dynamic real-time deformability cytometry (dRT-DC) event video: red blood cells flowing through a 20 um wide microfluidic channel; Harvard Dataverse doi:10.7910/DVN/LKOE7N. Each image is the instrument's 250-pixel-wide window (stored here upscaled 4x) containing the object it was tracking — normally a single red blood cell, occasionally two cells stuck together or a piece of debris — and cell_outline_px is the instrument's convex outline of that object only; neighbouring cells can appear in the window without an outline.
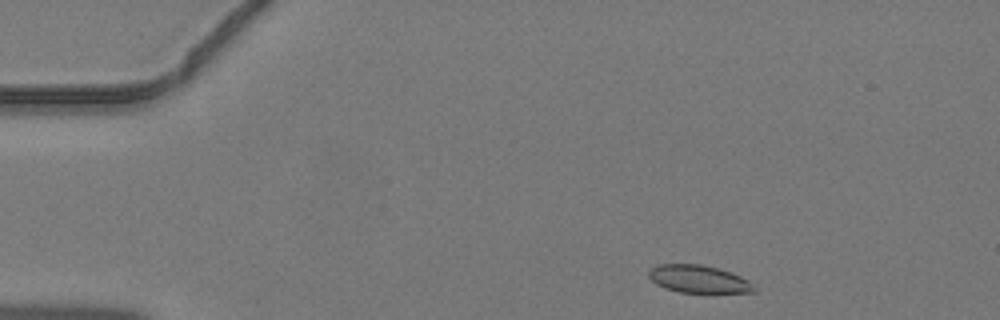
{"species": "common noctule bat (a hibernating species)", "species_latin": "Nyctalus noctula", "temperature_condition": "warm", "stored_images_in_passage": 39, "camera_frame_rate_fps": 3000, "um_per_image_px": 0.085, "animal": {"sex": "male", "body_mass_g": 19.2, "forearm_length_mm": 51.8}, "frame": {"image": 1, "passage_image": 1, "time_ms": 0.0, "image_size_px": [1000, 320], "cell_outline_px": [[756, 292], [680, 292], [664, 288], [656, 284], [648, 276], [648, 268], [660, 264], [700, 264], [732, 272], [748, 280], [756, 288]], "centroid_in_image_um": [59.35, 23.71], "position_along_channel_um": 25.7, "area_um2": 16.94}}
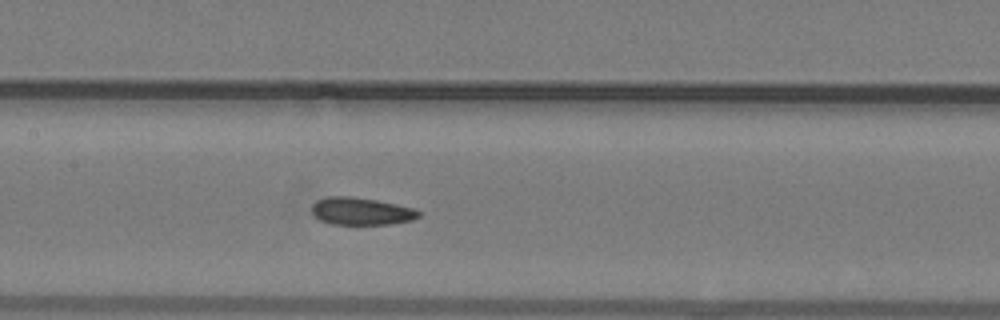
{"frame": {"image": 2, "passage_image": 16, "time_ms": 5.0, "image_size_px": [1000, 320], "cell_outline_px": [[420, 216], [412, 220], [392, 224], [332, 224], [320, 220], [312, 212], [312, 204], [316, 200], [328, 196], [352, 196], [376, 200], [396, 204], [412, 208], [420, 212]], "centroid_in_image_um": [30.68, 17.95], "position_along_channel_um": 176.7, "area_um2": 17.05}}
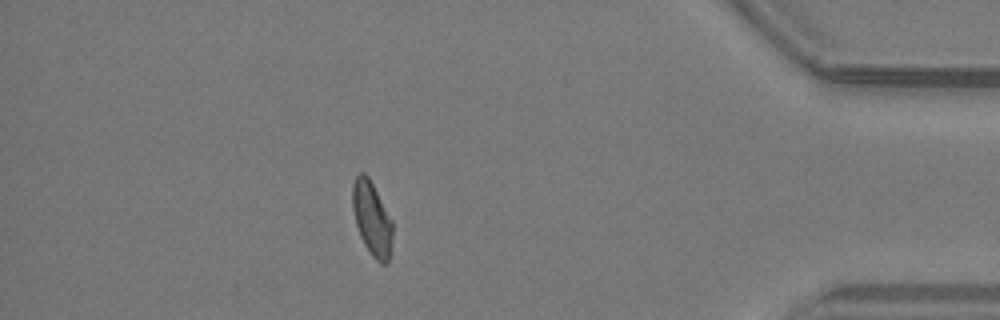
{"frame": {"image": 3, "passage_image": 34, "time_ms": 11.0, "image_size_px": [1000, 320], "cell_outline_px": [[392, 240], [388, 264], [380, 264], [372, 256], [364, 244], [360, 236], [356, 224], [352, 208], [352, 184], [356, 176], [360, 172], [364, 172], [368, 176], [392, 220]], "centroid_in_image_um": [31.6, 18.59], "position_along_channel_um": 403.6, "area_um2": 17.28}}